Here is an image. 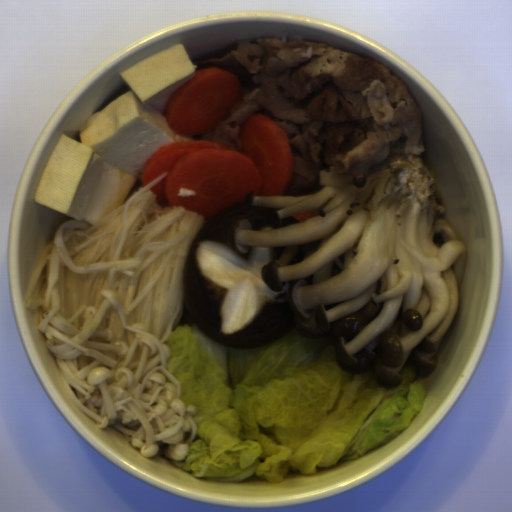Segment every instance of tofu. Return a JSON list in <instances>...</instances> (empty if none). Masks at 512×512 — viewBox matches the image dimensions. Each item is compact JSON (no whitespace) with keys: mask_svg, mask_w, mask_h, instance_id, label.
Masks as SVG:
<instances>
[{"mask_svg":"<svg viewBox=\"0 0 512 512\" xmlns=\"http://www.w3.org/2000/svg\"><path fill=\"white\" fill-rule=\"evenodd\" d=\"M196 65L184 44L171 45L121 71L130 91L92 113L80 127L81 142L61 134L35 191V202L90 226L124 203L158 147L194 140L167 124L175 91Z\"/></svg>","mask_w":512,"mask_h":512,"instance_id":"obj_1","label":"tofu"}]
</instances>
